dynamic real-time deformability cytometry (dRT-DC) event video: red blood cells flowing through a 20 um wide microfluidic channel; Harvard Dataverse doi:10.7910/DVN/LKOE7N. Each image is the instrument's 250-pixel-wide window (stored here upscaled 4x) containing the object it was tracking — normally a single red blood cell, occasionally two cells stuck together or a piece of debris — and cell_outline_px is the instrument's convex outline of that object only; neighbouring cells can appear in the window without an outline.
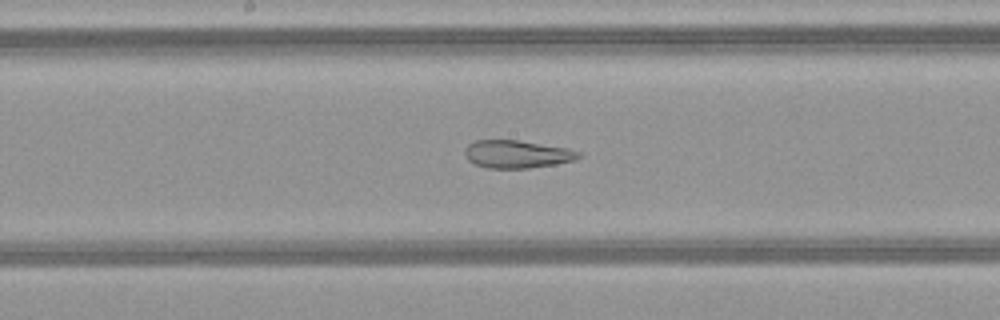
{"species": "common noctule bat (a hibernating species)", "species_latin": "Nyctalus noctula", "temperature_condition": "warm", "stored_images_in_passage": 50, "camera_frame_rate_fps": 3000, "um_per_image_px": 0.085, "animal": {"sex": "female", "body_mass_g": 21.9}, "frame": {"image": 1, "passage_image": 27, "time_ms": 8.667, "image_size_px": [1000, 320], "cell_outline_px": [[584, 156], [576, 160], [556, 164], [528, 168], [488, 168], [476, 164], [468, 160], [464, 156], [464, 148], [468, 144], [476, 140], [516, 140], [568, 148], [580, 152]], "centroid_in_image_um": [43.96, 13.1], "position_along_channel_um": 204.2, "area_um2": 18.55}}
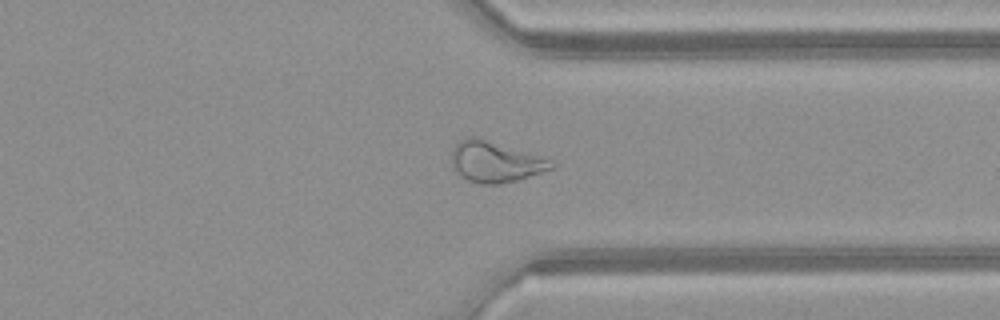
{"frame": {"image": 2, "passage_image": 39, "time_ms": 12.667, "image_size_px": [1000, 320], "cell_outline_px": [[556, 164], [552, 168], [516, 180], [500, 184], [480, 184], [468, 180], [456, 172], [452, 168], [452, 152], [456, 144], [464, 136], [480, 136], [552, 160]], "centroid_in_image_um": [42.06, 13.72], "position_along_channel_um": 369.3, "area_um2": 23.87}}
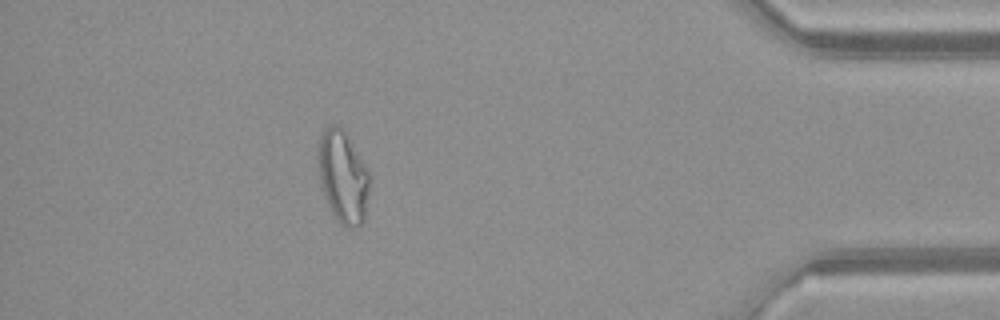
{"frame": {"image": 3, "passage_image": 45, "time_ms": 14.667, "image_size_px": [1000, 320], "cell_outline_px": [[368, 192], [364, 224], [356, 228], [348, 228], [340, 224], [332, 212], [324, 196], [320, 184], [320, 136], [324, 128], [332, 124], [340, 124], [344, 128], [368, 168]], "centroid_in_image_um": [29.18, 15.03], "position_along_channel_um": 406.0, "area_um2": 27.63}, "authors_computed_cell_mechanics": {"area_um2": 27.1949, "velocity_mm_per_s": 4.1396, "shape_relaxation_time_tau1_ms": null, "shape_relaxation_time_tau2_ms": 2.3382, "deformation_change_tau1": null, "deformation_change_tau2": 0.1095}}